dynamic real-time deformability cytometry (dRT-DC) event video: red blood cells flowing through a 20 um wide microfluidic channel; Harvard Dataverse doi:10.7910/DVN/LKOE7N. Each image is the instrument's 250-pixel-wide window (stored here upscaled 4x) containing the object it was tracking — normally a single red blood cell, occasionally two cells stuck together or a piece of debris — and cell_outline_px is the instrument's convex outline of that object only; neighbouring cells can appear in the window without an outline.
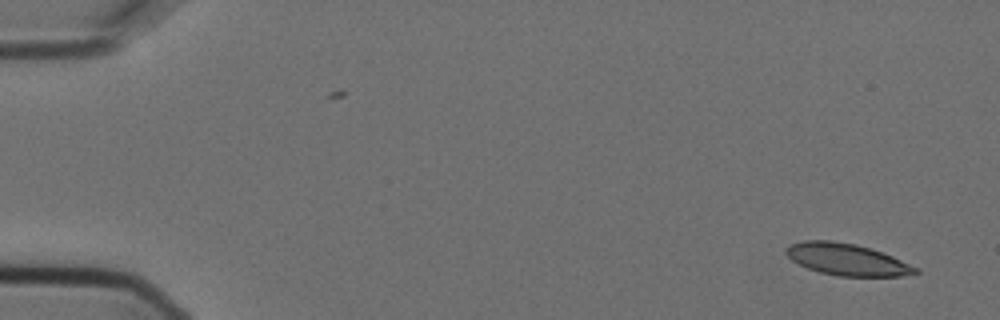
{"species": "Egyptian fruit bat (a non-hibernating species)", "species_latin": "Rousettus aegyptiacus", "temperature_condition": "cold", "stored_images_in_passage": 3, "camera_frame_rate_fps": 3000, "um_per_image_px": 0.085, "animal": {"sex": "female"}, "frame": {"image": 1, "passage_image": 3, "time_ms": 0.667, "image_size_px": [1000, 320], "cell_outline_px": [[920, 272], [900, 276], [836, 276], [820, 272], [808, 268], [792, 260], [784, 252], [792, 244], [804, 240], [832, 240], [856, 244], [892, 256], [920, 268]], "centroid_in_image_um": [72.01, 22.06], "position_along_channel_um": 13.0, "area_um2": 23.76}}